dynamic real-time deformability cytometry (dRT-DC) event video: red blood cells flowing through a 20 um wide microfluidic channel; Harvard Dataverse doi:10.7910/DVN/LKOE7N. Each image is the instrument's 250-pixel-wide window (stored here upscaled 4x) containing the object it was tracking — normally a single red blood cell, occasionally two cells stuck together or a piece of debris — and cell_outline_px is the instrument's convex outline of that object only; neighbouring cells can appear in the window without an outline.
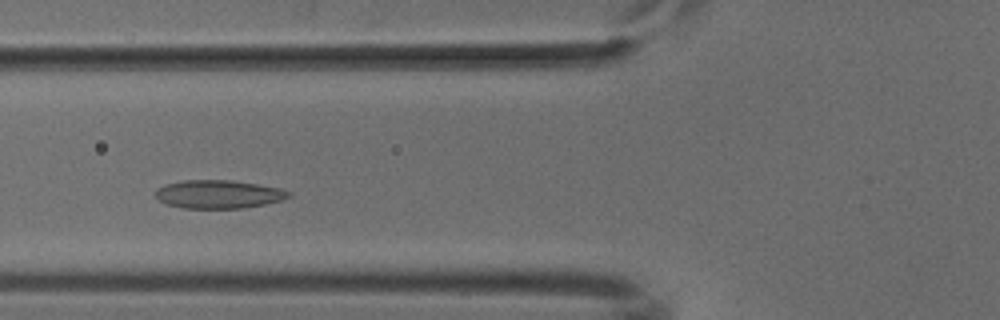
{"species": "common noctule bat (a hibernating species)", "species_latin": "Nyctalus noctula", "temperature_condition": "cold", "stored_images_in_passage": 32, "camera_frame_rate_fps": 3000, "um_per_image_px": 0.085, "animal": {"sex": "male", "body_mass_g": 18.8}, "frame": {"image": 1, "passage_image": 9, "time_ms": 2.667, "image_size_px": [1000, 320], "cell_outline_px": [[292, 196], [284, 200], [244, 208], [184, 208], [168, 204], [160, 200], [156, 196], [156, 188], [164, 184], [184, 180], [232, 180], [280, 188], [292, 192]], "centroid_in_image_um": [18.61, 16.5], "position_along_channel_um": 107.2, "area_um2": 22.02}}
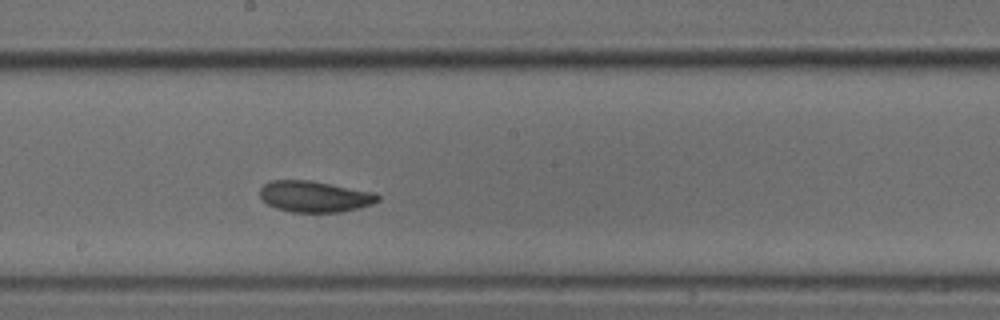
{"frame": {"image": 2, "passage_image": 18, "time_ms": 5.667, "image_size_px": [1000, 320], "cell_outline_px": [[380, 200], [372, 204], [360, 208], [340, 212], [292, 212], [276, 208], [268, 204], [260, 196], [260, 188], [264, 184], [272, 180], [312, 180], [376, 192], [380, 196]], "centroid_in_image_um": [26.79, 16.7], "position_along_channel_um": 221.4, "area_um2": 21.62}}
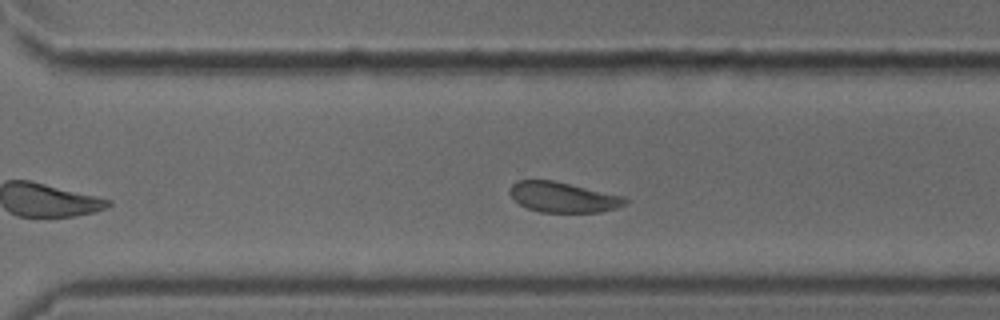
{"frame": {"image": 3, "passage_image": 26, "time_ms": 8.333, "image_size_px": [1000, 320], "cell_outline_px": [[628, 204], [616, 208], [600, 212], [540, 212], [528, 208], [520, 204], [508, 192], [508, 188], [516, 180], [552, 180], [624, 196], [628, 200]], "centroid_in_image_um": [47.86, 16.76], "position_along_channel_um": 322.7, "area_um2": 20.35}}